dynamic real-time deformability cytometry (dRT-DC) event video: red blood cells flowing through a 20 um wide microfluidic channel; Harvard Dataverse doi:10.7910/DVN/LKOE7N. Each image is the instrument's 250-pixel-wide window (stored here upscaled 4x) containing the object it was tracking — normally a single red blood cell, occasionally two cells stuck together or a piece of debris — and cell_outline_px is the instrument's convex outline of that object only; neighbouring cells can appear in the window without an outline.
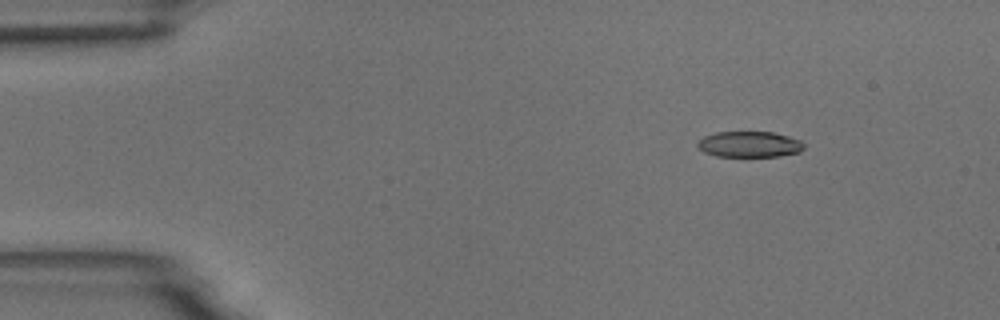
{"species": "common noctule bat (a hibernating species)", "species_latin": "Nyctalus noctula", "temperature_condition": "room temperature", "stored_images_in_passage": 9, "camera_frame_rate_fps": 3000, "um_per_image_px": 0.085, "animal": {"sex": "male", "body_mass_g": 18.8}, "frame": {"image": 1, "passage_image": 2, "time_ms": 1.333, "image_size_px": [1000, 320], "cell_outline_px": [[804, 148], [800, 152], [780, 156], [716, 156], [704, 152], [696, 144], [704, 136], [716, 132], [772, 132], [788, 136], [800, 140], [804, 144]], "centroid_in_image_um": [63.72, 12.26], "position_along_channel_um": 21.3, "area_um2": 15.95}}
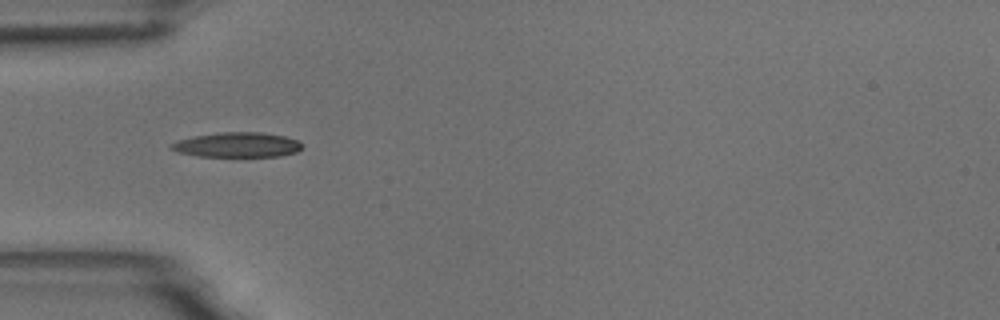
{"frame": {"image": 2, "passage_image": 4, "time_ms": 4.667, "image_size_px": [1000, 320], "cell_outline_px": [[304, 144], [296, 152], [280, 156], [200, 156], [180, 152], [168, 148], [168, 144], [176, 140], [192, 136], [220, 132], [260, 132], [284, 136], [296, 140]], "centroid_in_image_um": [20.12, 12.3], "position_along_channel_um": 64.9, "area_um2": 18.96}}